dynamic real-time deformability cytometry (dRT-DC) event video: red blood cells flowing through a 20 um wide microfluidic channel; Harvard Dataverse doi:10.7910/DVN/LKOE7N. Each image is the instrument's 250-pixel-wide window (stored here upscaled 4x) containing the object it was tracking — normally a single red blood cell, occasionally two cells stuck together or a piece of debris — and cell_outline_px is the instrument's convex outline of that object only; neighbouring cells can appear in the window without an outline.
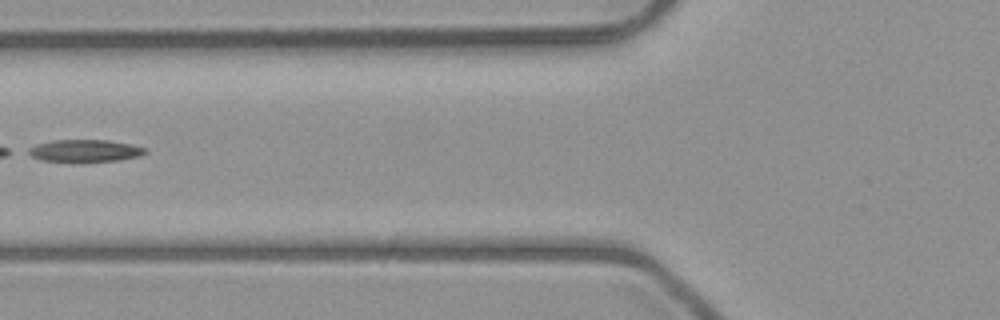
{"species": "common noctule bat (a hibernating species)", "species_latin": "Nyctalus noctula", "temperature_condition": "room temperature", "stored_images_in_passage": 8, "camera_frame_rate_fps": 3000, "um_per_image_px": 0.085, "animal": {"sex": "male", "body_mass_g": 23.1, "forearm_length_mm": 52.7}, "frame": {"image": 1, "passage_image": 7, "time_ms": 7.667, "image_size_px": [1000, 320], "cell_outline_px": [[148, 152], [140, 156], [120, 160], [80, 164], [40, 160], [24, 152], [28, 148], [36, 144], [52, 140], [108, 140], [132, 144], [148, 148]], "centroid_in_image_um": [7.21, 12.85], "position_along_channel_um": 118.6, "area_um2": 16.07}}
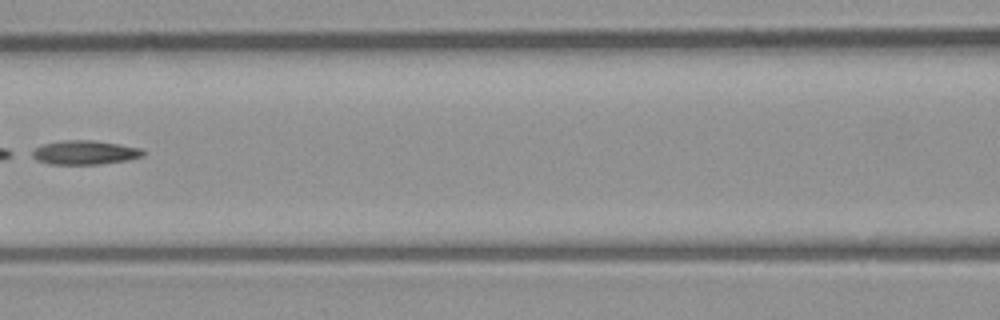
{"frame": {"image": 2, "passage_image": 8, "time_ms": 8.667, "image_size_px": [1000, 320], "cell_outline_px": [[144, 156], [128, 160], [100, 164], [48, 164], [36, 160], [28, 156], [28, 152], [44, 144], [64, 140], [92, 140], [140, 148], [144, 152]], "centroid_in_image_um": [7.13, 12.97], "position_along_channel_um": 159.5, "area_um2": 15.61}}